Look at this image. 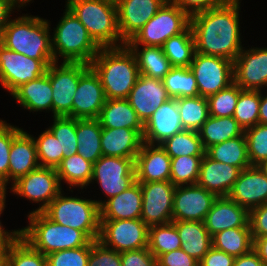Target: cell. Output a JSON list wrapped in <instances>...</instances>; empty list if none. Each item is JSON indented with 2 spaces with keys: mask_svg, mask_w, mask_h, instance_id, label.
Masks as SVG:
<instances>
[{
  "mask_svg": "<svg viewBox=\"0 0 267 266\" xmlns=\"http://www.w3.org/2000/svg\"><path fill=\"white\" fill-rule=\"evenodd\" d=\"M229 2L199 12L190 19L195 52L234 61L244 48L240 33V2Z\"/></svg>",
  "mask_w": 267,
  "mask_h": 266,
  "instance_id": "6da1fadb",
  "label": "cell"
},
{
  "mask_svg": "<svg viewBox=\"0 0 267 266\" xmlns=\"http://www.w3.org/2000/svg\"><path fill=\"white\" fill-rule=\"evenodd\" d=\"M90 67L99 76L106 99H127L140 75L136 58L126 45L101 48Z\"/></svg>",
  "mask_w": 267,
  "mask_h": 266,
  "instance_id": "7a4b0ae2",
  "label": "cell"
},
{
  "mask_svg": "<svg viewBox=\"0 0 267 266\" xmlns=\"http://www.w3.org/2000/svg\"><path fill=\"white\" fill-rule=\"evenodd\" d=\"M48 20L22 14L11 19L5 27L0 43L7 49L34 59H54L51 26Z\"/></svg>",
  "mask_w": 267,
  "mask_h": 266,
  "instance_id": "3957f363",
  "label": "cell"
},
{
  "mask_svg": "<svg viewBox=\"0 0 267 266\" xmlns=\"http://www.w3.org/2000/svg\"><path fill=\"white\" fill-rule=\"evenodd\" d=\"M64 10L51 35L54 60L58 62L62 58L63 62L90 65L101 47L66 5Z\"/></svg>",
  "mask_w": 267,
  "mask_h": 266,
  "instance_id": "277c9868",
  "label": "cell"
},
{
  "mask_svg": "<svg viewBox=\"0 0 267 266\" xmlns=\"http://www.w3.org/2000/svg\"><path fill=\"white\" fill-rule=\"evenodd\" d=\"M66 6L101 47H122L115 0H67Z\"/></svg>",
  "mask_w": 267,
  "mask_h": 266,
  "instance_id": "5b68a950",
  "label": "cell"
},
{
  "mask_svg": "<svg viewBox=\"0 0 267 266\" xmlns=\"http://www.w3.org/2000/svg\"><path fill=\"white\" fill-rule=\"evenodd\" d=\"M29 224L20 236L43 255L86 246L91 240L80 230L53 222L43 212L27 215Z\"/></svg>",
  "mask_w": 267,
  "mask_h": 266,
  "instance_id": "8992f818",
  "label": "cell"
},
{
  "mask_svg": "<svg viewBox=\"0 0 267 266\" xmlns=\"http://www.w3.org/2000/svg\"><path fill=\"white\" fill-rule=\"evenodd\" d=\"M64 195L62 190L43 213L57 224L80 230L90 240H98L100 207L97 202L92 199Z\"/></svg>",
  "mask_w": 267,
  "mask_h": 266,
  "instance_id": "52a82bcc",
  "label": "cell"
},
{
  "mask_svg": "<svg viewBox=\"0 0 267 266\" xmlns=\"http://www.w3.org/2000/svg\"><path fill=\"white\" fill-rule=\"evenodd\" d=\"M190 19L178 5L167 0L125 45L162 47L170 37L183 33L190 26Z\"/></svg>",
  "mask_w": 267,
  "mask_h": 266,
  "instance_id": "ba28073f",
  "label": "cell"
},
{
  "mask_svg": "<svg viewBox=\"0 0 267 266\" xmlns=\"http://www.w3.org/2000/svg\"><path fill=\"white\" fill-rule=\"evenodd\" d=\"M90 68L85 63L54 62L47 67L52 86V117L72 118L73 98L79 78Z\"/></svg>",
  "mask_w": 267,
  "mask_h": 266,
  "instance_id": "9c48e42d",
  "label": "cell"
},
{
  "mask_svg": "<svg viewBox=\"0 0 267 266\" xmlns=\"http://www.w3.org/2000/svg\"><path fill=\"white\" fill-rule=\"evenodd\" d=\"M99 184V188L107 199L95 200L101 207L108 199L120 194L135 181V160L102 155L93 164L91 183Z\"/></svg>",
  "mask_w": 267,
  "mask_h": 266,
  "instance_id": "30bf717a",
  "label": "cell"
},
{
  "mask_svg": "<svg viewBox=\"0 0 267 266\" xmlns=\"http://www.w3.org/2000/svg\"><path fill=\"white\" fill-rule=\"evenodd\" d=\"M54 59H34L0 43V84L10 94L20 85L46 73Z\"/></svg>",
  "mask_w": 267,
  "mask_h": 266,
  "instance_id": "8fae6325",
  "label": "cell"
},
{
  "mask_svg": "<svg viewBox=\"0 0 267 266\" xmlns=\"http://www.w3.org/2000/svg\"><path fill=\"white\" fill-rule=\"evenodd\" d=\"M10 191L18 197L26 198L29 201L39 204L33 211L43 212L50 202L62 191V184L55 168L41 167L29 172L27 175L18 178L11 184Z\"/></svg>",
  "mask_w": 267,
  "mask_h": 266,
  "instance_id": "7c38bea8",
  "label": "cell"
},
{
  "mask_svg": "<svg viewBox=\"0 0 267 266\" xmlns=\"http://www.w3.org/2000/svg\"><path fill=\"white\" fill-rule=\"evenodd\" d=\"M149 227L140 219L100 220L98 241L122 253L148 247Z\"/></svg>",
  "mask_w": 267,
  "mask_h": 266,
  "instance_id": "4fadbf2b",
  "label": "cell"
},
{
  "mask_svg": "<svg viewBox=\"0 0 267 266\" xmlns=\"http://www.w3.org/2000/svg\"><path fill=\"white\" fill-rule=\"evenodd\" d=\"M189 68L195 75L199 96L205 98L234 82L233 61L223 57L195 52Z\"/></svg>",
  "mask_w": 267,
  "mask_h": 266,
  "instance_id": "5bb4252c",
  "label": "cell"
},
{
  "mask_svg": "<svg viewBox=\"0 0 267 266\" xmlns=\"http://www.w3.org/2000/svg\"><path fill=\"white\" fill-rule=\"evenodd\" d=\"M142 190L141 219L150 227L172 222L176 186L170 181L139 182Z\"/></svg>",
  "mask_w": 267,
  "mask_h": 266,
  "instance_id": "9a60e30c",
  "label": "cell"
},
{
  "mask_svg": "<svg viewBox=\"0 0 267 266\" xmlns=\"http://www.w3.org/2000/svg\"><path fill=\"white\" fill-rule=\"evenodd\" d=\"M217 197L197 184L176 186L172 221L204 222Z\"/></svg>",
  "mask_w": 267,
  "mask_h": 266,
  "instance_id": "2e32d148",
  "label": "cell"
},
{
  "mask_svg": "<svg viewBox=\"0 0 267 266\" xmlns=\"http://www.w3.org/2000/svg\"><path fill=\"white\" fill-rule=\"evenodd\" d=\"M233 74L234 82L241 89L264 91L267 87V47H244L233 61Z\"/></svg>",
  "mask_w": 267,
  "mask_h": 266,
  "instance_id": "e0dca14e",
  "label": "cell"
},
{
  "mask_svg": "<svg viewBox=\"0 0 267 266\" xmlns=\"http://www.w3.org/2000/svg\"><path fill=\"white\" fill-rule=\"evenodd\" d=\"M106 101L99 76L90 67L80 78L74 94L72 118L97 119Z\"/></svg>",
  "mask_w": 267,
  "mask_h": 266,
  "instance_id": "ac0fdd59",
  "label": "cell"
},
{
  "mask_svg": "<svg viewBox=\"0 0 267 266\" xmlns=\"http://www.w3.org/2000/svg\"><path fill=\"white\" fill-rule=\"evenodd\" d=\"M118 29L126 44L158 12L167 0H115Z\"/></svg>",
  "mask_w": 267,
  "mask_h": 266,
  "instance_id": "d6986e66",
  "label": "cell"
},
{
  "mask_svg": "<svg viewBox=\"0 0 267 266\" xmlns=\"http://www.w3.org/2000/svg\"><path fill=\"white\" fill-rule=\"evenodd\" d=\"M169 99L163 80L141 74L127 98L143 124Z\"/></svg>",
  "mask_w": 267,
  "mask_h": 266,
  "instance_id": "ffe728a7",
  "label": "cell"
},
{
  "mask_svg": "<svg viewBox=\"0 0 267 266\" xmlns=\"http://www.w3.org/2000/svg\"><path fill=\"white\" fill-rule=\"evenodd\" d=\"M184 130L176 98H170L145 122L143 142L160 145L168 138Z\"/></svg>",
  "mask_w": 267,
  "mask_h": 266,
  "instance_id": "44dd1931",
  "label": "cell"
},
{
  "mask_svg": "<svg viewBox=\"0 0 267 266\" xmlns=\"http://www.w3.org/2000/svg\"><path fill=\"white\" fill-rule=\"evenodd\" d=\"M228 197L248 211L267 203V176L258 166L241 170Z\"/></svg>",
  "mask_w": 267,
  "mask_h": 266,
  "instance_id": "7402d4cb",
  "label": "cell"
},
{
  "mask_svg": "<svg viewBox=\"0 0 267 266\" xmlns=\"http://www.w3.org/2000/svg\"><path fill=\"white\" fill-rule=\"evenodd\" d=\"M138 182L168 181L171 176V157L160 145L143 142L135 159Z\"/></svg>",
  "mask_w": 267,
  "mask_h": 266,
  "instance_id": "603a6c76",
  "label": "cell"
},
{
  "mask_svg": "<svg viewBox=\"0 0 267 266\" xmlns=\"http://www.w3.org/2000/svg\"><path fill=\"white\" fill-rule=\"evenodd\" d=\"M240 172L238 167L214 161L205 154L196 184L218 197L228 196Z\"/></svg>",
  "mask_w": 267,
  "mask_h": 266,
  "instance_id": "cb8c5ba5",
  "label": "cell"
},
{
  "mask_svg": "<svg viewBox=\"0 0 267 266\" xmlns=\"http://www.w3.org/2000/svg\"><path fill=\"white\" fill-rule=\"evenodd\" d=\"M248 223L249 211L228 196L217 197L204 220L205 228L211 236L222 230L245 227Z\"/></svg>",
  "mask_w": 267,
  "mask_h": 266,
  "instance_id": "d4e9b609",
  "label": "cell"
},
{
  "mask_svg": "<svg viewBox=\"0 0 267 266\" xmlns=\"http://www.w3.org/2000/svg\"><path fill=\"white\" fill-rule=\"evenodd\" d=\"M40 166L33 135L22 130L13 140L9 154L8 183Z\"/></svg>",
  "mask_w": 267,
  "mask_h": 266,
  "instance_id": "484cf974",
  "label": "cell"
},
{
  "mask_svg": "<svg viewBox=\"0 0 267 266\" xmlns=\"http://www.w3.org/2000/svg\"><path fill=\"white\" fill-rule=\"evenodd\" d=\"M142 190L138 181L100 207V220L140 219Z\"/></svg>",
  "mask_w": 267,
  "mask_h": 266,
  "instance_id": "4316f807",
  "label": "cell"
},
{
  "mask_svg": "<svg viewBox=\"0 0 267 266\" xmlns=\"http://www.w3.org/2000/svg\"><path fill=\"white\" fill-rule=\"evenodd\" d=\"M102 155L136 159L143 144V137L129 128H102Z\"/></svg>",
  "mask_w": 267,
  "mask_h": 266,
  "instance_id": "83f0119b",
  "label": "cell"
},
{
  "mask_svg": "<svg viewBox=\"0 0 267 266\" xmlns=\"http://www.w3.org/2000/svg\"><path fill=\"white\" fill-rule=\"evenodd\" d=\"M20 107L30 112H52V86L47 72L42 76L24 83L10 94Z\"/></svg>",
  "mask_w": 267,
  "mask_h": 266,
  "instance_id": "f1b7e54d",
  "label": "cell"
},
{
  "mask_svg": "<svg viewBox=\"0 0 267 266\" xmlns=\"http://www.w3.org/2000/svg\"><path fill=\"white\" fill-rule=\"evenodd\" d=\"M97 119L102 128H129L143 137L144 124L127 99H106Z\"/></svg>",
  "mask_w": 267,
  "mask_h": 266,
  "instance_id": "f546056e",
  "label": "cell"
},
{
  "mask_svg": "<svg viewBox=\"0 0 267 266\" xmlns=\"http://www.w3.org/2000/svg\"><path fill=\"white\" fill-rule=\"evenodd\" d=\"M181 240V249L200 262L212 248V236L201 221H172Z\"/></svg>",
  "mask_w": 267,
  "mask_h": 266,
  "instance_id": "4dcf8cb0",
  "label": "cell"
},
{
  "mask_svg": "<svg viewBox=\"0 0 267 266\" xmlns=\"http://www.w3.org/2000/svg\"><path fill=\"white\" fill-rule=\"evenodd\" d=\"M126 46L134 54L141 75L148 78L163 80L170 72L172 65L165 56L162 47L140 45Z\"/></svg>",
  "mask_w": 267,
  "mask_h": 266,
  "instance_id": "1f68e13d",
  "label": "cell"
},
{
  "mask_svg": "<svg viewBox=\"0 0 267 266\" xmlns=\"http://www.w3.org/2000/svg\"><path fill=\"white\" fill-rule=\"evenodd\" d=\"M198 133L205 150L212 145L226 140L245 136L244 129L233 116L213 117L209 115Z\"/></svg>",
  "mask_w": 267,
  "mask_h": 266,
  "instance_id": "d6a6232c",
  "label": "cell"
},
{
  "mask_svg": "<svg viewBox=\"0 0 267 266\" xmlns=\"http://www.w3.org/2000/svg\"><path fill=\"white\" fill-rule=\"evenodd\" d=\"M101 133L98 119H76L77 153L93 164L102 156Z\"/></svg>",
  "mask_w": 267,
  "mask_h": 266,
  "instance_id": "836d02e7",
  "label": "cell"
},
{
  "mask_svg": "<svg viewBox=\"0 0 267 266\" xmlns=\"http://www.w3.org/2000/svg\"><path fill=\"white\" fill-rule=\"evenodd\" d=\"M56 172L60 184L62 181L69 185V191L73 193L72 187L86 189L91 184L93 175V163L85 160L78 153L63 158L57 166Z\"/></svg>",
  "mask_w": 267,
  "mask_h": 266,
  "instance_id": "e575fe53",
  "label": "cell"
},
{
  "mask_svg": "<svg viewBox=\"0 0 267 266\" xmlns=\"http://www.w3.org/2000/svg\"><path fill=\"white\" fill-rule=\"evenodd\" d=\"M205 154L217 162H222L244 170L251 166L245 136H238L208 147Z\"/></svg>",
  "mask_w": 267,
  "mask_h": 266,
  "instance_id": "d590c367",
  "label": "cell"
},
{
  "mask_svg": "<svg viewBox=\"0 0 267 266\" xmlns=\"http://www.w3.org/2000/svg\"><path fill=\"white\" fill-rule=\"evenodd\" d=\"M212 247L234 257L248 253L253 247L250 224L222 230L212 236Z\"/></svg>",
  "mask_w": 267,
  "mask_h": 266,
  "instance_id": "8d00e7d4",
  "label": "cell"
},
{
  "mask_svg": "<svg viewBox=\"0 0 267 266\" xmlns=\"http://www.w3.org/2000/svg\"><path fill=\"white\" fill-rule=\"evenodd\" d=\"M172 67H190L195 53V40L191 27L170 37L162 46Z\"/></svg>",
  "mask_w": 267,
  "mask_h": 266,
  "instance_id": "74e56055",
  "label": "cell"
},
{
  "mask_svg": "<svg viewBox=\"0 0 267 266\" xmlns=\"http://www.w3.org/2000/svg\"><path fill=\"white\" fill-rule=\"evenodd\" d=\"M185 130L199 131L209 117L208 100L202 96L176 98Z\"/></svg>",
  "mask_w": 267,
  "mask_h": 266,
  "instance_id": "f35d334b",
  "label": "cell"
},
{
  "mask_svg": "<svg viewBox=\"0 0 267 266\" xmlns=\"http://www.w3.org/2000/svg\"><path fill=\"white\" fill-rule=\"evenodd\" d=\"M160 146L171 157L179 156H204L205 149L199 133L192 130L181 131L168 138Z\"/></svg>",
  "mask_w": 267,
  "mask_h": 266,
  "instance_id": "ab89813d",
  "label": "cell"
},
{
  "mask_svg": "<svg viewBox=\"0 0 267 266\" xmlns=\"http://www.w3.org/2000/svg\"><path fill=\"white\" fill-rule=\"evenodd\" d=\"M163 83L170 98L199 96L195 75L189 67H172Z\"/></svg>",
  "mask_w": 267,
  "mask_h": 266,
  "instance_id": "60d3db41",
  "label": "cell"
},
{
  "mask_svg": "<svg viewBox=\"0 0 267 266\" xmlns=\"http://www.w3.org/2000/svg\"><path fill=\"white\" fill-rule=\"evenodd\" d=\"M181 240L173 222L149 227L148 248L158 258L181 248Z\"/></svg>",
  "mask_w": 267,
  "mask_h": 266,
  "instance_id": "b9f144b4",
  "label": "cell"
},
{
  "mask_svg": "<svg viewBox=\"0 0 267 266\" xmlns=\"http://www.w3.org/2000/svg\"><path fill=\"white\" fill-rule=\"evenodd\" d=\"M259 105V90H242L240 92L233 117L244 130L259 123Z\"/></svg>",
  "mask_w": 267,
  "mask_h": 266,
  "instance_id": "7bdbcfd3",
  "label": "cell"
},
{
  "mask_svg": "<svg viewBox=\"0 0 267 266\" xmlns=\"http://www.w3.org/2000/svg\"><path fill=\"white\" fill-rule=\"evenodd\" d=\"M202 158L203 156L186 155L171 158L170 181L175 186L196 184Z\"/></svg>",
  "mask_w": 267,
  "mask_h": 266,
  "instance_id": "ee69618b",
  "label": "cell"
},
{
  "mask_svg": "<svg viewBox=\"0 0 267 266\" xmlns=\"http://www.w3.org/2000/svg\"><path fill=\"white\" fill-rule=\"evenodd\" d=\"M53 124L49 126V130L58 139L60 145V153H64V158L77 153L76 138V119L61 116L53 117Z\"/></svg>",
  "mask_w": 267,
  "mask_h": 266,
  "instance_id": "f6af8a7d",
  "label": "cell"
},
{
  "mask_svg": "<svg viewBox=\"0 0 267 266\" xmlns=\"http://www.w3.org/2000/svg\"><path fill=\"white\" fill-rule=\"evenodd\" d=\"M7 266H48L46 256L19 236L10 246Z\"/></svg>",
  "mask_w": 267,
  "mask_h": 266,
  "instance_id": "bcb514c9",
  "label": "cell"
},
{
  "mask_svg": "<svg viewBox=\"0 0 267 266\" xmlns=\"http://www.w3.org/2000/svg\"><path fill=\"white\" fill-rule=\"evenodd\" d=\"M36 144L38 161L41 167L57 168L64 158V153H60L58 139L46 128L38 137H34Z\"/></svg>",
  "mask_w": 267,
  "mask_h": 266,
  "instance_id": "7dc6e473",
  "label": "cell"
},
{
  "mask_svg": "<svg viewBox=\"0 0 267 266\" xmlns=\"http://www.w3.org/2000/svg\"><path fill=\"white\" fill-rule=\"evenodd\" d=\"M241 89L235 82L207 98L209 115L213 117L233 116Z\"/></svg>",
  "mask_w": 267,
  "mask_h": 266,
  "instance_id": "c3c4849f",
  "label": "cell"
},
{
  "mask_svg": "<svg viewBox=\"0 0 267 266\" xmlns=\"http://www.w3.org/2000/svg\"><path fill=\"white\" fill-rule=\"evenodd\" d=\"M248 157L251 166H257L267 160V124H260L244 130Z\"/></svg>",
  "mask_w": 267,
  "mask_h": 266,
  "instance_id": "681fc988",
  "label": "cell"
},
{
  "mask_svg": "<svg viewBox=\"0 0 267 266\" xmlns=\"http://www.w3.org/2000/svg\"><path fill=\"white\" fill-rule=\"evenodd\" d=\"M23 130L0 119V180L8 187L9 154L12 140Z\"/></svg>",
  "mask_w": 267,
  "mask_h": 266,
  "instance_id": "f907efd6",
  "label": "cell"
},
{
  "mask_svg": "<svg viewBox=\"0 0 267 266\" xmlns=\"http://www.w3.org/2000/svg\"><path fill=\"white\" fill-rule=\"evenodd\" d=\"M91 251V241L75 249L56 251L46 255L48 266H87Z\"/></svg>",
  "mask_w": 267,
  "mask_h": 266,
  "instance_id": "816d5d0a",
  "label": "cell"
},
{
  "mask_svg": "<svg viewBox=\"0 0 267 266\" xmlns=\"http://www.w3.org/2000/svg\"><path fill=\"white\" fill-rule=\"evenodd\" d=\"M87 266H122L120 253L104 246L98 240H91Z\"/></svg>",
  "mask_w": 267,
  "mask_h": 266,
  "instance_id": "f5cc1de1",
  "label": "cell"
},
{
  "mask_svg": "<svg viewBox=\"0 0 267 266\" xmlns=\"http://www.w3.org/2000/svg\"><path fill=\"white\" fill-rule=\"evenodd\" d=\"M122 266H157V258L149 248L132 250L120 253Z\"/></svg>",
  "mask_w": 267,
  "mask_h": 266,
  "instance_id": "db71d44e",
  "label": "cell"
},
{
  "mask_svg": "<svg viewBox=\"0 0 267 266\" xmlns=\"http://www.w3.org/2000/svg\"><path fill=\"white\" fill-rule=\"evenodd\" d=\"M252 239L267 236V203L249 211Z\"/></svg>",
  "mask_w": 267,
  "mask_h": 266,
  "instance_id": "11a10c76",
  "label": "cell"
},
{
  "mask_svg": "<svg viewBox=\"0 0 267 266\" xmlns=\"http://www.w3.org/2000/svg\"><path fill=\"white\" fill-rule=\"evenodd\" d=\"M190 17L211 8L223 5L230 0H171Z\"/></svg>",
  "mask_w": 267,
  "mask_h": 266,
  "instance_id": "9f6ffc18",
  "label": "cell"
},
{
  "mask_svg": "<svg viewBox=\"0 0 267 266\" xmlns=\"http://www.w3.org/2000/svg\"><path fill=\"white\" fill-rule=\"evenodd\" d=\"M198 264L197 260L181 248L162 254L157 258V266H197Z\"/></svg>",
  "mask_w": 267,
  "mask_h": 266,
  "instance_id": "6f0895ef",
  "label": "cell"
},
{
  "mask_svg": "<svg viewBox=\"0 0 267 266\" xmlns=\"http://www.w3.org/2000/svg\"><path fill=\"white\" fill-rule=\"evenodd\" d=\"M235 257L211 248L199 262L202 266H233Z\"/></svg>",
  "mask_w": 267,
  "mask_h": 266,
  "instance_id": "680465c9",
  "label": "cell"
},
{
  "mask_svg": "<svg viewBox=\"0 0 267 266\" xmlns=\"http://www.w3.org/2000/svg\"><path fill=\"white\" fill-rule=\"evenodd\" d=\"M6 198L0 197V216L6 207ZM20 236V229L6 230L0 221V246H10Z\"/></svg>",
  "mask_w": 267,
  "mask_h": 266,
  "instance_id": "91938a15",
  "label": "cell"
},
{
  "mask_svg": "<svg viewBox=\"0 0 267 266\" xmlns=\"http://www.w3.org/2000/svg\"><path fill=\"white\" fill-rule=\"evenodd\" d=\"M15 9L20 10V8L12 0H0V39L5 27L11 20V14L14 13Z\"/></svg>",
  "mask_w": 267,
  "mask_h": 266,
  "instance_id": "94428289",
  "label": "cell"
},
{
  "mask_svg": "<svg viewBox=\"0 0 267 266\" xmlns=\"http://www.w3.org/2000/svg\"><path fill=\"white\" fill-rule=\"evenodd\" d=\"M233 266H265L256 252L251 249L248 253L235 257Z\"/></svg>",
  "mask_w": 267,
  "mask_h": 266,
  "instance_id": "6125c7cd",
  "label": "cell"
},
{
  "mask_svg": "<svg viewBox=\"0 0 267 266\" xmlns=\"http://www.w3.org/2000/svg\"><path fill=\"white\" fill-rule=\"evenodd\" d=\"M252 249L256 252L259 258L267 266V236L257 237L253 239Z\"/></svg>",
  "mask_w": 267,
  "mask_h": 266,
  "instance_id": "be15d7a7",
  "label": "cell"
},
{
  "mask_svg": "<svg viewBox=\"0 0 267 266\" xmlns=\"http://www.w3.org/2000/svg\"><path fill=\"white\" fill-rule=\"evenodd\" d=\"M262 92L263 90L260 91L259 123L267 124V93L264 91V95Z\"/></svg>",
  "mask_w": 267,
  "mask_h": 266,
  "instance_id": "e7e4bbea",
  "label": "cell"
},
{
  "mask_svg": "<svg viewBox=\"0 0 267 266\" xmlns=\"http://www.w3.org/2000/svg\"><path fill=\"white\" fill-rule=\"evenodd\" d=\"M9 246H0V266H7Z\"/></svg>",
  "mask_w": 267,
  "mask_h": 266,
  "instance_id": "03108f58",
  "label": "cell"
},
{
  "mask_svg": "<svg viewBox=\"0 0 267 266\" xmlns=\"http://www.w3.org/2000/svg\"><path fill=\"white\" fill-rule=\"evenodd\" d=\"M19 8H24L27 6V3H31L32 0H12Z\"/></svg>",
  "mask_w": 267,
  "mask_h": 266,
  "instance_id": "003e7915",
  "label": "cell"
},
{
  "mask_svg": "<svg viewBox=\"0 0 267 266\" xmlns=\"http://www.w3.org/2000/svg\"><path fill=\"white\" fill-rule=\"evenodd\" d=\"M7 187L3 184V182L0 180V197H6L7 194Z\"/></svg>",
  "mask_w": 267,
  "mask_h": 266,
  "instance_id": "a7ac6f4b",
  "label": "cell"
},
{
  "mask_svg": "<svg viewBox=\"0 0 267 266\" xmlns=\"http://www.w3.org/2000/svg\"><path fill=\"white\" fill-rule=\"evenodd\" d=\"M259 169L267 176V160H264L259 165H257Z\"/></svg>",
  "mask_w": 267,
  "mask_h": 266,
  "instance_id": "89a4df30",
  "label": "cell"
}]
</instances>
